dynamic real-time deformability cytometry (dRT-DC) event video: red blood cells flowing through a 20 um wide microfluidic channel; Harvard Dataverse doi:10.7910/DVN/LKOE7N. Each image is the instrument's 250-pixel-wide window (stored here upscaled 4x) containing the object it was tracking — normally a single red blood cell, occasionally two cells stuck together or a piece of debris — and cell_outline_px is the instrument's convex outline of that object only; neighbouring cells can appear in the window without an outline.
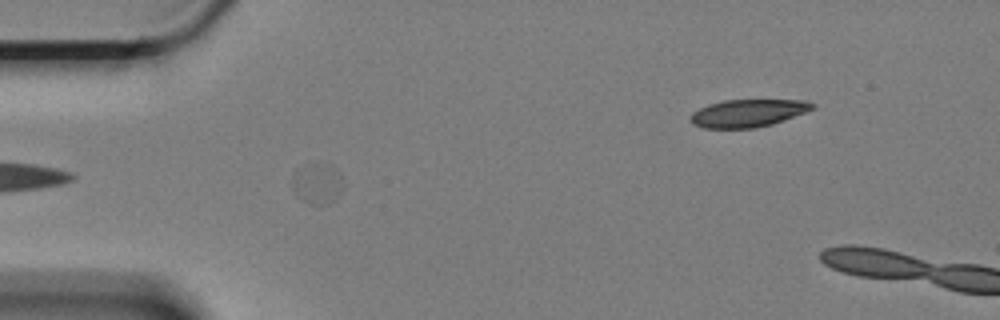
{"species": "Egyptian fruit bat (a non-hibernating species)", "species_latin": "Rousettus aegyptiacus", "temperature_condition": "cold", "stored_images_in_passage": 19, "camera_frame_rate_fps": 3000, "um_per_image_px": 0.085, "animal": {"sex": "female"}, "frame": {"image": 1, "passage_image": 1, "time_ms": 0.0, "image_size_px": [1000, 320], "cell_outline_px": [[344, 188], [340, 196], [336, 200], [328, 204], [308, 204], [296, 196], [292, 188], [292, 176], [296, 168], [324, 164], [332, 164], [340, 172]], "centroid_in_image_um": [27.0, 15.64], "position_along_channel_um": 58.0, "area_um2": 12.37}}
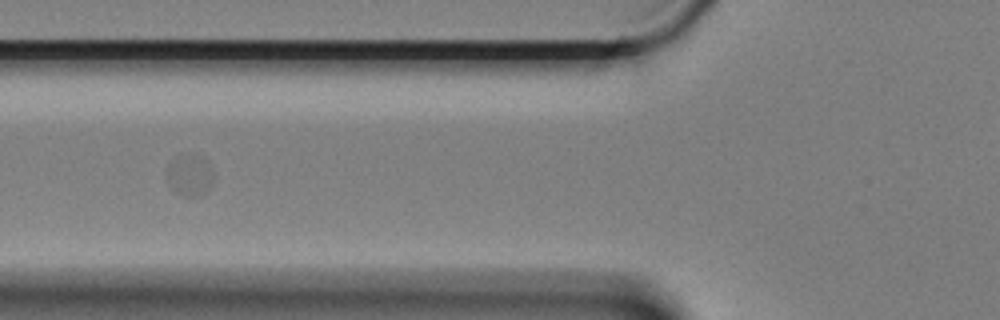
{"frame": {"image": 2, "passage_image": 6, "time_ms": 1.667, "image_size_px": [1000, 320], "cell_outline_px": [[212, 188], [208, 192], [200, 196], [184, 196], [176, 192], [172, 188], [168, 180], [168, 164], [180, 152], [188, 152], [208, 160], [212, 172]], "centroid_in_image_um": [16.15, 14.86], "position_along_channel_um": 109.6, "area_um2": 11.56}}